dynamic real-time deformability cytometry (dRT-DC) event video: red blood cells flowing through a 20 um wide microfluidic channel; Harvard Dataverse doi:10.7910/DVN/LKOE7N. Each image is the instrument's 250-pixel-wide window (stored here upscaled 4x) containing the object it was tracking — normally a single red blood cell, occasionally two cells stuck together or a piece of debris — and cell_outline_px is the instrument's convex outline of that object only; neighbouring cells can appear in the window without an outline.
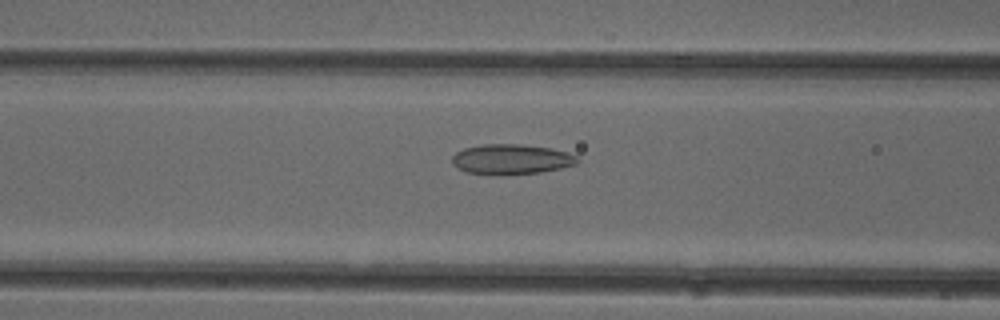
{"species": "common noctule bat (a hibernating species)", "species_latin": "Nyctalus noctula", "temperature_condition": "cold", "stored_images_in_passage": 38, "camera_frame_rate_fps": 3000, "um_per_image_px": 0.085, "animal": {"sex": "female"}, "frame": {"image": 1, "passage_image": 12, "time_ms": 3.667, "image_size_px": [1000, 320], "cell_outline_px": [[580, 160], [576, 164], [560, 168], [540, 172], [468, 172], [452, 164], [452, 156], [456, 152], [464, 148], [484, 144], [520, 144], [552, 148], [568, 152], [576, 156]], "centroid_in_image_um": [43.5, 13.48], "position_along_channel_um": 123.1, "area_um2": 21.1}}
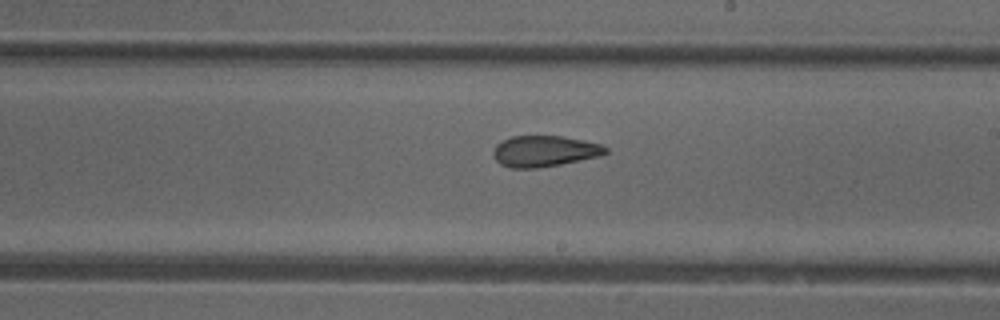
{"frame": {"image": 2, "passage_image": 21, "time_ms": 6.667, "image_size_px": [1000, 320], "cell_outline_px": [[608, 152], [600, 156], [560, 164], [536, 168], [512, 168], [500, 164], [496, 160], [492, 152], [496, 144], [512, 136], [560, 136], [584, 140], [600, 144], [608, 148]], "centroid_in_image_um": [46.27, 12.85], "position_along_channel_um": 242.7, "area_um2": 20.23}}
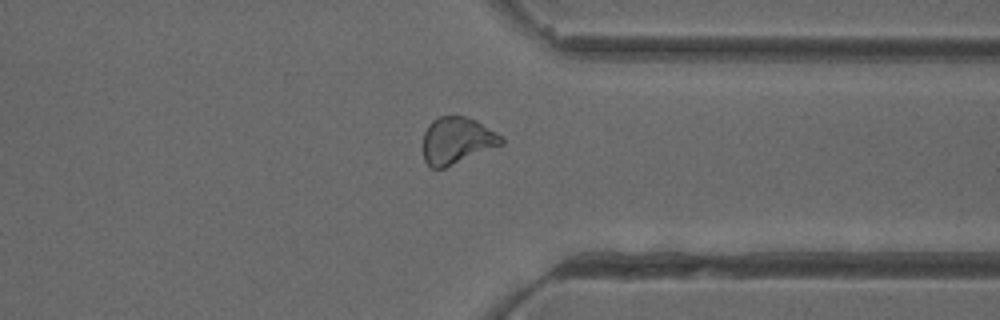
{"frame": {"image": 3, "passage_image": 31, "time_ms": 10.0, "image_size_px": [1000, 320], "cell_outline_px": [[504, 144], [444, 168], [432, 168], [424, 160], [424, 132], [428, 124], [432, 120], [440, 116], [464, 116], [476, 120], [496, 132], [504, 140]], "centroid_in_image_um": [38.84, 11.94], "position_along_channel_um": 372.6, "area_um2": 21.21}, "authors_computed_cell_mechanics": {"area_um2": 21.1259, "velocity_mm_per_s": 3.9828, "shape_relaxation_time_tau1_ms": null, "shape_relaxation_time_tau2_ms": 2.8566, "deformation_change_tau1": null, "deformation_change_tau2": 0.0978}}